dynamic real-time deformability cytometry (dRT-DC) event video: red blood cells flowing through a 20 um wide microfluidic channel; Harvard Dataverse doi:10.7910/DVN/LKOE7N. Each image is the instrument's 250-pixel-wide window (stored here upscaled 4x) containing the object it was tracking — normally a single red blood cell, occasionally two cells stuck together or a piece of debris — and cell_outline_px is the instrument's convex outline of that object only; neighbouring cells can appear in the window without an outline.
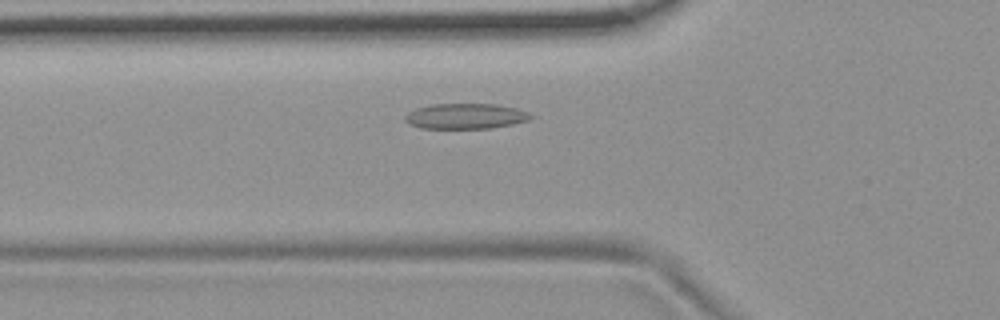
{"species": "common noctule bat (a hibernating species)", "species_latin": "Nyctalus noctula", "temperature_condition": "room temperature", "stored_images_in_passage": 44, "camera_frame_rate_fps": 3000, "um_per_image_px": 0.085, "animal": {"sex": "female", "body_mass_g": 19.9}, "frame": {"image": 1, "passage_image": 8, "time_ms": 2.333, "image_size_px": [1000, 320], "cell_outline_px": [[532, 116], [528, 120], [512, 124], [492, 128], [420, 128], [408, 124], [404, 120], [404, 116], [408, 112], [416, 108], [428, 104], [496, 104], [516, 108], [528, 112]], "centroid_in_image_um": [39.52, 9.87], "position_along_channel_um": 86.3, "area_um2": 18.67}}
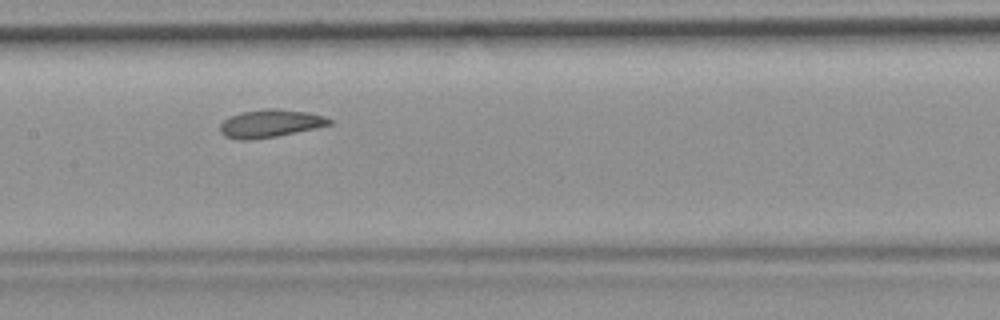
{"frame": {"image": 2, "passage_image": 16, "time_ms": 5.0, "image_size_px": [1000, 320], "cell_outline_px": [[332, 124], [316, 128], [276, 136], [248, 140], [240, 140], [224, 136], [220, 132], [220, 124], [228, 116], [244, 112], [268, 108], [272, 108], [308, 112], [324, 116], [332, 120]], "centroid_in_image_um": [22.96, 10.5], "position_along_channel_um": 184.4, "area_um2": 17.63}}
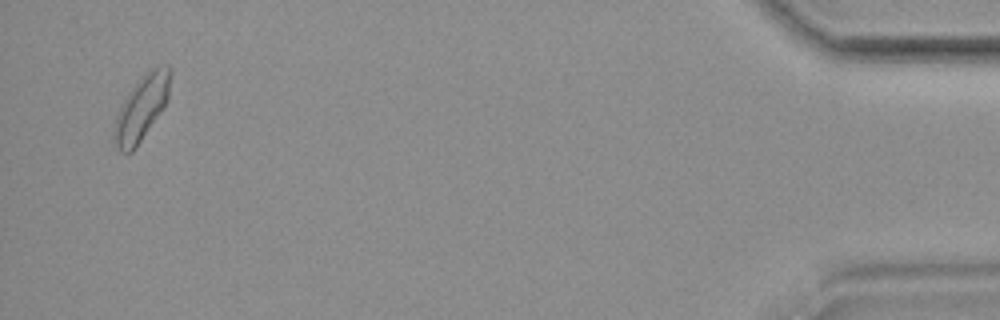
{"frame": {"image": 3, "passage_image": 42, "time_ms": 13.667, "image_size_px": [1000, 320], "cell_outline_px": [[172, 76], [168, 100], [160, 112], [132, 152], [120, 152], [112, 136], [112, 132], [116, 116], [128, 92], [152, 68], [168, 64], [172, 68]], "centroid_in_image_um": [12.05, 9.16], "position_along_channel_um": 423.1, "area_um2": 20.87}, "authors_computed_cell_mechanics": {"area_um2": 17.7735, "velocity_mm_per_s": 3.6792, "shape_relaxation_time_tau1_ms": 10.9687, "shape_relaxation_time_tau2_ms": 2.5541, "deformation_change_tau1": 0.1659, "deformation_change_tau2": 0.0923}}